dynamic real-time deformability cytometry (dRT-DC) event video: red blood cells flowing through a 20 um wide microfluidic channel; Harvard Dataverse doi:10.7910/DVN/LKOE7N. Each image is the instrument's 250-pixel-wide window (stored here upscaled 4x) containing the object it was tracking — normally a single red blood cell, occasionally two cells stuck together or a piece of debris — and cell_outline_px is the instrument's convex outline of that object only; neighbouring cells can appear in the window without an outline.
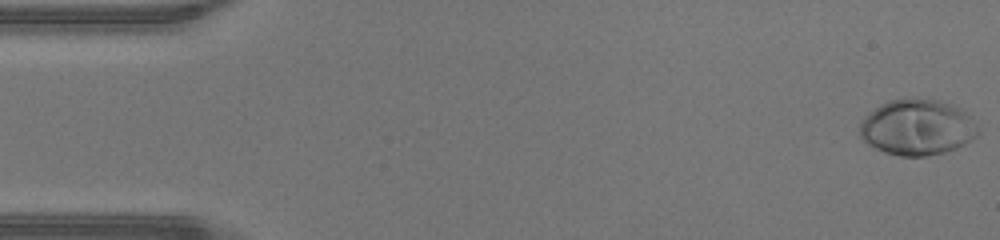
{"species": "human", "species_latin": "Homo sapiens", "temperature_condition": "warm", "stored_images_in_passage": 47, "camera_frame_rate_fps": 3000, "um_per_image_px": 0.085, "donor": {"sex": "male"}, "frame": {"image": 1, "passage_image": 1, "time_ms": 0.0, "image_size_px": [1000, 240], "cell_outline_px": [[980, 132], [976, 136], [964, 144], [956, 148], [944, 152], [924, 156], [900, 156], [884, 152], [868, 144], [860, 136], [860, 120], [864, 116], [880, 104], [888, 100], [940, 100], [960, 108], [972, 116]], "centroid_in_image_um": [77.97, 10.83], "position_along_channel_um": 7.0, "area_um2": 38.26}}
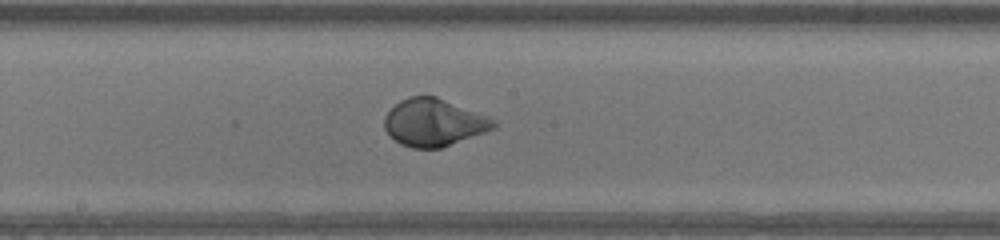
{"frame": {"image": 2, "passage_image": 25, "time_ms": 8.0, "image_size_px": [1000, 240], "cell_outline_px": [[496, 128], [440, 148], [412, 148], [400, 144], [384, 128], [384, 116], [400, 100], [408, 96], [436, 96], [488, 116], [496, 120]], "centroid_in_image_um": [36.88, 10.4], "position_along_channel_um": 211.3, "area_um2": 29.94}}
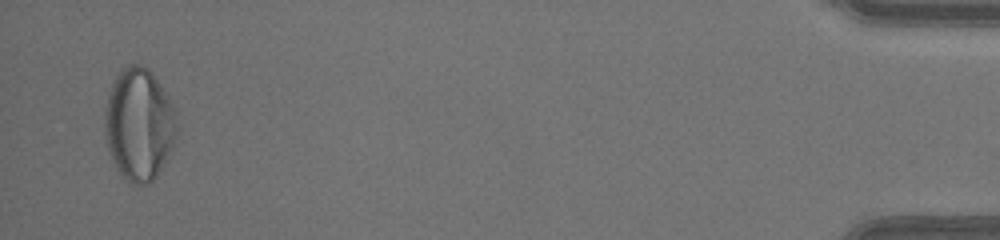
{"frame": {"image": 3, "passage_image": 46, "time_ms": 15.0, "image_size_px": [1000, 240], "cell_outline_px": [[176, 136], [172, 148], [164, 164], [156, 176], [148, 184], [132, 184], [124, 180], [120, 176], [108, 152], [104, 128], [104, 108], [108, 92], [116, 76], [128, 64], [140, 64], [148, 68], [152, 72], [176, 108]], "centroid_in_image_um": [11.8, 10.58], "position_along_channel_um": 423.4, "area_um2": 47.74}, "authors_computed_cell_mechanics": {"area_um2": 32.2524, "velocity_mm_per_s": 4.3697, "shape_relaxation_time_tau1_ms": 3.3073, "shape_relaxation_time_tau2_ms": null, "deformation_change_tau1": 0.2118, "deformation_change_tau2": null}}